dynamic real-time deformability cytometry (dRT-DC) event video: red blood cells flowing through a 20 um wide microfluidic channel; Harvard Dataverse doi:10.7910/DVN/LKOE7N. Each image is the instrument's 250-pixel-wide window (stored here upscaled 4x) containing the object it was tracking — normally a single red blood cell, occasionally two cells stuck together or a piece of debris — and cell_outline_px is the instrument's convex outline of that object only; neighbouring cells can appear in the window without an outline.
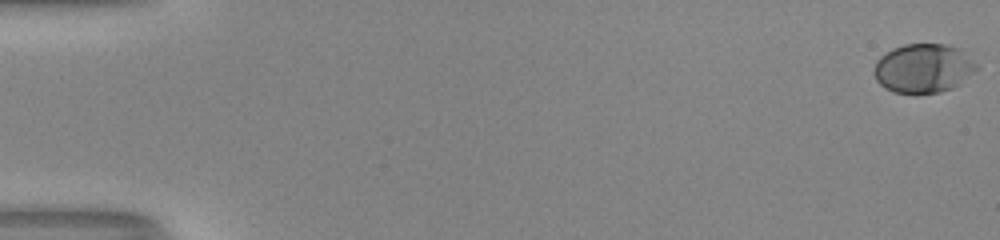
{"species": "human", "species_latin": "Homo sapiens", "temperature_condition": "room temperature", "stored_images_in_passage": 54, "camera_frame_rate_fps": 3000, "um_per_image_px": 0.085, "donor": {"sex": "male"}, "frame": {"image": 1, "passage_image": 1, "time_ms": 0.0, "image_size_px": [1000, 240], "cell_outline_px": [[980, 68], [960, 84], [952, 88], [940, 92], [916, 96], [892, 92], [884, 88], [876, 80], [872, 72], [876, 60], [880, 56], [892, 48], [904, 44], [944, 44], [960, 48]], "centroid_in_image_um": [78.45, 5.84], "position_along_channel_um": 6.5, "area_um2": 30.11}}
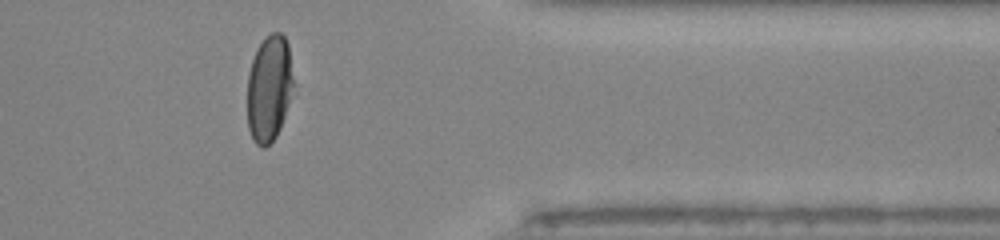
{"frame": {"image": 2, "passage_image": 45, "time_ms": 14.667, "image_size_px": [1000, 240], "cell_outline_px": [[292, 96], [280, 128], [276, 136], [264, 148], [260, 148], [252, 140], [248, 128], [248, 72], [252, 60], [260, 44], [272, 32], [280, 32], [284, 36], [288, 44], [292, 76]], "centroid_in_image_um": [22.87, 7.55], "position_along_channel_um": 388.5, "area_um2": 28.38}}
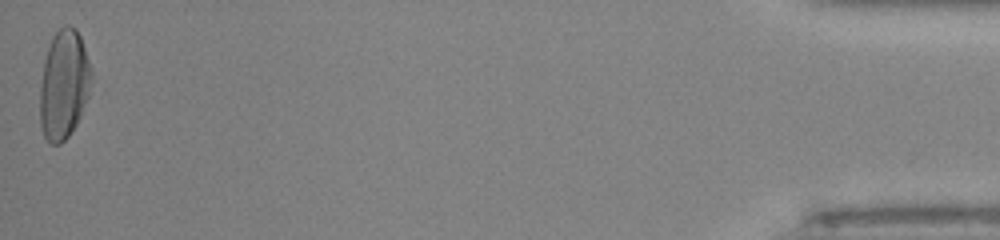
{"frame": {"image": 3, "passage_image": 54, "time_ms": 17.667, "image_size_px": [1000, 240], "cell_outline_px": [[92, 76], [88, 96], [80, 116], [76, 124], [68, 136], [60, 144], [52, 144], [44, 136], [40, 124], [40, 88], [44, 60], [52, 36], [64, 24], [68, 24], [76, 28], [80, 36], [92, 68]], "centroid_in_image_um": [5.43, 7.16], "position_along_channel_um": 429.8, "area_um2": 32.71}, "authors_computed_cell_mechanics": {"area_um2": 30.5184, "velocity_mm_per_s": 4.0584, "shape_relaxation_time_tau1_ms": 3.6814, "shape_relaxation_time_tau2_ms": null, "deformation_change_tau1": 0.1934, "deformation_change_tau2": null}}